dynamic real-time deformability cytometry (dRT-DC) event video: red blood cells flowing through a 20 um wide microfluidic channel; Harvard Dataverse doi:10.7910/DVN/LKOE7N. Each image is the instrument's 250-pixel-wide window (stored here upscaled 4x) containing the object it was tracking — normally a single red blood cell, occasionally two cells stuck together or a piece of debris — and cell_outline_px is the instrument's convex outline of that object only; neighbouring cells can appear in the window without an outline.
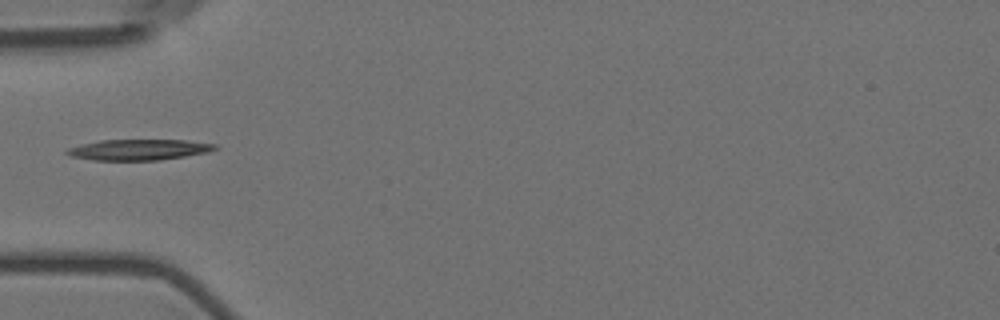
{"species": "Egyptian fruit bat (a non-hibernating species)", "species_latin": "Rousettus aegyptiacus", "temperature_condition": "room temperature", "stored_images_in_passage": 38, "camera_frame_rate_fps": 3000, "um_per_image_px": 0.085, "animal": {"sex": "female"}, "frame": {"image": 1, "passage_image": 1, "time_ms": 0.0, "image_size_px": [1000, 320], "cell_outline_px": [[220, 148], [208, 152], [160, 160], [92, 160], [72, 156], [64, 152], [68, 148], [80, 144], [100, 140], [184, 140], [216, 144]], "centroid_in_image_um": [11.8, 12.72], "position_along_channel_um": 73.2, "area_um2": 17.92}}
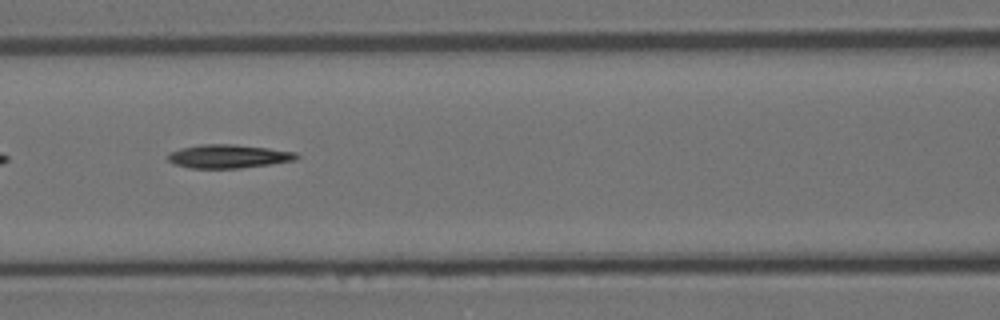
{"frame": {"image": 2, "passage_image": 7, "time_ms": 2.0, "image_size_px": [1000, 320], "cell_outline_px": [[300, 156], [296, 160], [240, 168], [188, 168], [176, 164], [168, 160], [168, 152], [180, 148], [200, 144], [232, 144], [268, 148], [296, 152]], "centroid_in_image_um": [19.4, 13.28], "position_along_channel_um": 147.2, "area_um2": 17.63}}
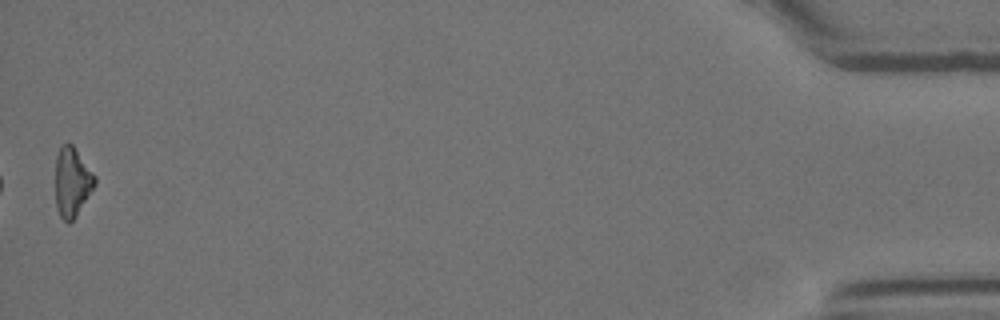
{"frame": {"image": 3, "passage_image": 38, "time_ms": 12.333, "image_size_px": [1000, 320], "cell_outline_px": [[96, 184], [76, 216], [68, 224], [60, 216], [56, 204], [56, 156], [60, 148], [64, 144], [72, 144], [96, 176]], "centroid_in_image_um": [6.14, 15.48], "position_along_channel_um": 429.1, "area_um2": 15.72}}